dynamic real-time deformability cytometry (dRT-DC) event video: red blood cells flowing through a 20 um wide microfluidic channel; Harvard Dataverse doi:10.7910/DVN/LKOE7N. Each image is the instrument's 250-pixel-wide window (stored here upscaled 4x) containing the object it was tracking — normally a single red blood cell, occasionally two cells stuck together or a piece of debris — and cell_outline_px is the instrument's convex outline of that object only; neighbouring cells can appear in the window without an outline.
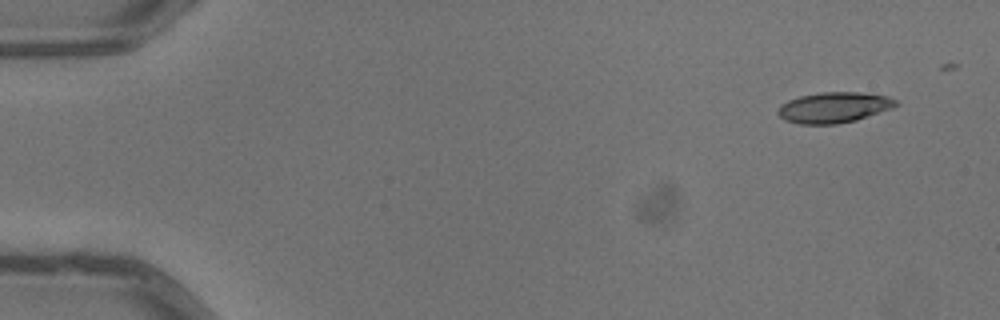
{"species": "common noctule bat (a hibernating species)", "species_latin": "Nyctalus noctula", "temperature_condition": "warm", "stored_images_in_passage": 5, "camera_frame_rate_fps": 3000, "um_per_image_px": 0.085, "animal": {"sex": "male", "body_mass_g": 13.3}, "frame": {"image": 1, "passage_image": 1, "time_ms": 0.0, "image_size_px": [1000, 320], "cell_outline_px": [[900, 104], [892, 108], [856, 120], [836, 124], [800, 124], [784, 120], [776, 112], [780, 104], [788, 100], [800, 96], [820, 92], [856, 92], [888, 96], [896, 100]], "centroid_in_image_um": [70.86, 9.13], "position_along_channel_um": 14.1, "area_um2": 21.1}}
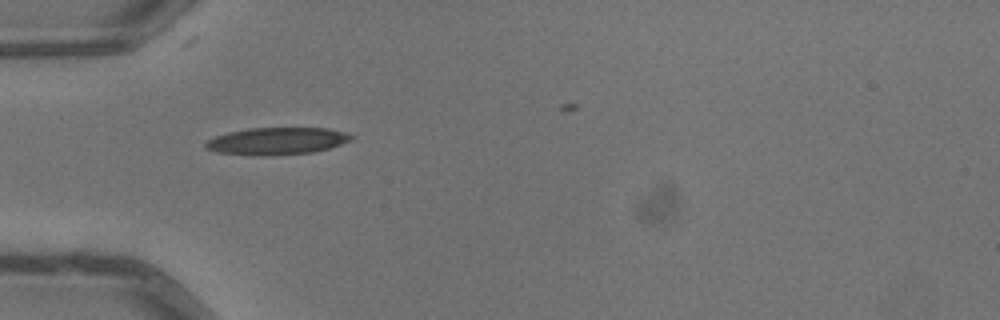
{"frame": {"image": 2, "passage_image": 4, "time_ms": 1.0, "image_size_px": [1000, 320], "cell_outline_px": [[356, 136], [352, 140], [328, 148], [312, 152], [264, 156], [252, 156], [216, 152], [204, 148], [204, 144], [208, 140], [216, 136], [228, 132], [248, 128], [328, 128], [344, 132]], "centroid_in_image_um": [23.51, 11.99], "position_along_channel_um": 61.5, "area_um2": 23.18}}
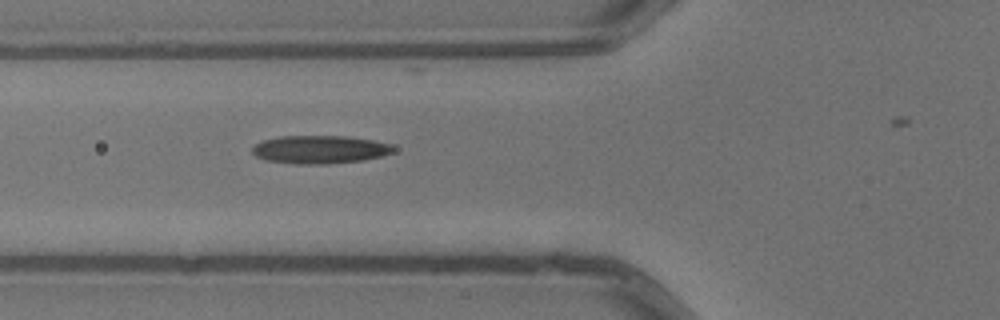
{"frame": {"image": 3, "passage_image": 5, "time_ms": 1.333, "image_size_px": [1000, 320], "cell_outline_px": [[396, 148], [392, 152], [380, 156], [364, 160], [328, 164], [296, 164], [264, 160], [256, 156], [252, 152], [252, 148], [256, 144], [264, 140], [280, 136], [348, 136], [372, 140], [388, 144]], "centroid_in_image_um": [27.16, 12.71], "position_along_channel_um": 98.6, "area_um2": 23.06}}